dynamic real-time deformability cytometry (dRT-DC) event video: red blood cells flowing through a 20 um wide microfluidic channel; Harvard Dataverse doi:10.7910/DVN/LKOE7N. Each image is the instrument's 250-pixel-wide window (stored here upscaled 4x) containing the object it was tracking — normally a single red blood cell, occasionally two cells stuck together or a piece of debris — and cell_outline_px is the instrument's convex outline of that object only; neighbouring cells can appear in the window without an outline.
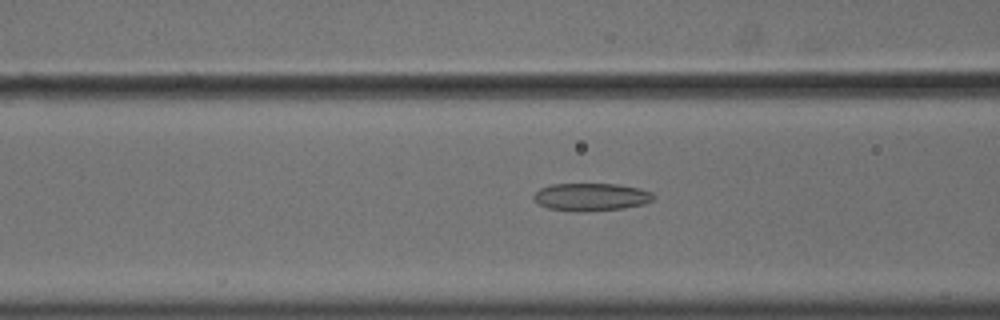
{"species": "common noctule bat (a hibernating species)", "species_latin": "Nyctalus noctula", "temperature_condition": "cold", "stored_images_in_passage": 57, "camera_frame_rate_fps": 3000, "um_per_image_px": 0.085, "animal": {"sex": "male", "body_mass_g": 18.8}, "frame": {"image": 1, "passage_image": 24, "time_ms": 7.667, "image_size_px": [1000, 320], "cell_outline_px": [[656, 196], [652, 200], [644, 204], [624, 208], [584, 212], [576, 212], [548, 208], [540, 204], [532, 196], [540, 188], [552, 184], [620, 184], [640, 188], [652, 192]], "centroid_in_image_um": [50.28, 16.74], "position_along_channel_um": 116.3, "area_um2": 19.48}}
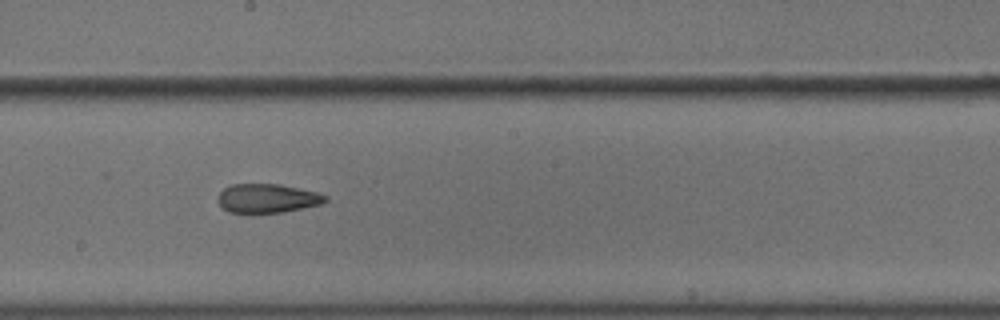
{"frame": {"image": 2, "passage_image": 33, "time_ms": 10.667, "image_size_px": [1000, 320], "cell_outline_px": [[328, 200], [320, 204], [280, 212], [228, 212], [216, 200], [216, 196], [224, 188], [232, 184], [280, 184], [316, 192], [328, 196]], "centroid_in_image_um": [22.69, 16.84], "position_along_channel_um": 225.5, "area_um2": 17.92}}
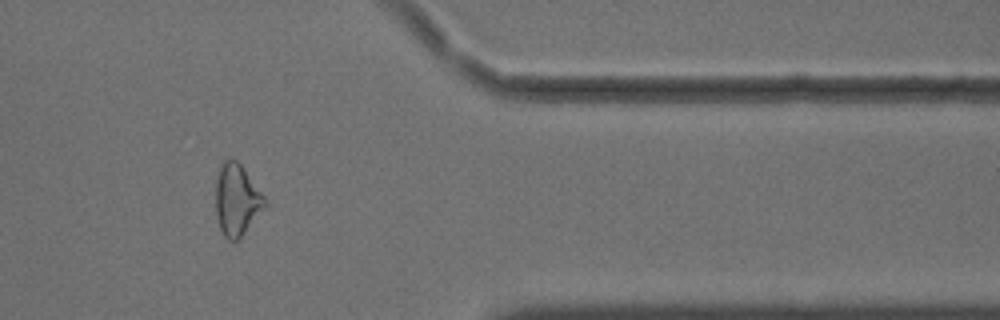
{"frame": {"image": 3, "passage_image": 48, "time_ms": 15.667, "image_size_px": [1000, 320], "cell_outline_px": [[268, 204], [244, 232], [236, 240], [228, 240], [224, 236], [220, 228], [216, 216], [216, 180], [220, 168], [224, 160], [228, 156], [236, 160], [244, 168], [264, 196]], "centroid_in_image_um": [20.12, 16.96], "position_along_channel_um": 391.3, "area_um2": 20.29}, "authors_computed_cell_mechanics": {"area_um2": 20.9236, "velocity_mm_per_s": 3.6205, "shape_relaxation_time_tau1_ms": 8.8403, "shape_relaxation_time_tau2_ms": 3.3804, "deformation_change_tau1": 0.1874, "deformation_change_tau2": 0.1293}}